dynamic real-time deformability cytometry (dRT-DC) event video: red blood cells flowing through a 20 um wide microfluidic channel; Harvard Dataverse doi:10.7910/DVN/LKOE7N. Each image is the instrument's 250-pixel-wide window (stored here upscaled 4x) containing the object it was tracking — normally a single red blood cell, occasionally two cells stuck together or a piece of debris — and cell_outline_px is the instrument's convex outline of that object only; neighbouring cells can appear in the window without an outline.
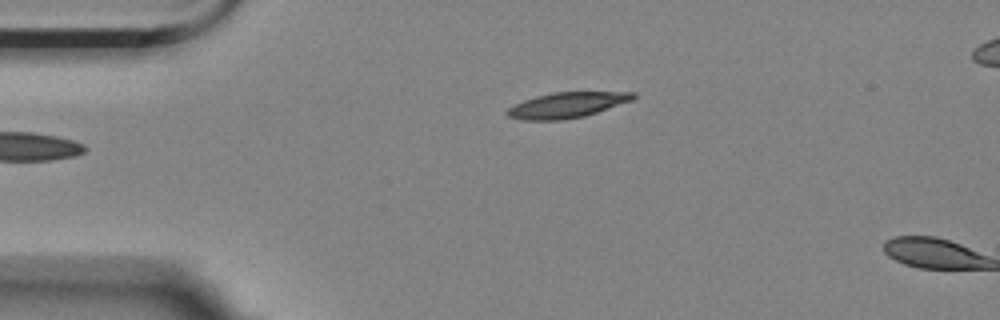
{"species": "Egyptian fruit bat (a non-hibernating species)", "species_latin": "Rousettus aegyptiacus", "temperature_condition": "room temperature", "stored_images_in_passage": 3, "camera_frame_rate_fps": 3000, "um_per_image_px": 0.085, "animal": {"sex": "female"}, "frame": {"image": 1, "passage_image": 3, "time_ms": 0.667, "image_size_px": [1000, 320], "cell_outline_px": [[636, 96], [632, 100], [584, 116], [564, 120], [524, 120], [508, 116], [504, 112], [508, 108], [524, 100], [536, 96], [552, 92], [636, 92]], "centroid_in_image_um": [48.17, 8.93], "position_along_channel_um": 36.8, "area_um2": 18.55}}